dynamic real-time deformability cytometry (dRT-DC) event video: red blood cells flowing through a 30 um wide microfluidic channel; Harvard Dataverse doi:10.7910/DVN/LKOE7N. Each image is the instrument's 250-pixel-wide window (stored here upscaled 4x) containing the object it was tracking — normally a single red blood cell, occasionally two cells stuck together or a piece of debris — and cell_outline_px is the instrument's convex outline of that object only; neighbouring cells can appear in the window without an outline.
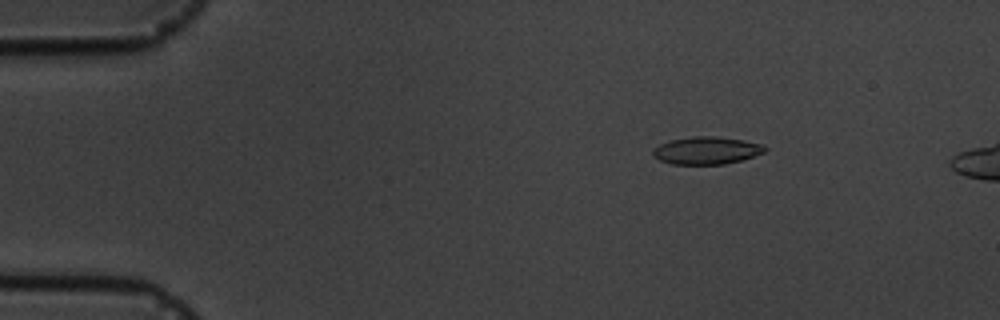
{"species": "common noctule bat (a hibernating species)", "species_latin": "Nyctalus noctula", "temperature_condition": "cold", "stored_images_in_passage": 5, "camera_frame_rate_fps": 3000, "um_per_image_px": 0.085, "animal": {"sex": "male", "body_mass_g": 19.5, "forearm_length_mm": 54.6}, "frame": {"image": 1, "passage_image": 3, "time_ms": 2.333, "image_size_px": [1000, 320], "cell_outline_px": [[768, 148], [764, 152], [740, 160], [724, 164], [672, 164], [660, 160], [652, 156], [652, 148], [668, 140], [692, 136], [716, 136], [744, 140], [764, 144]], "centroid_in_image_um": [60.03, 12.78], "position_along_channel_um": 25.0, "area_um2": 18.09}}